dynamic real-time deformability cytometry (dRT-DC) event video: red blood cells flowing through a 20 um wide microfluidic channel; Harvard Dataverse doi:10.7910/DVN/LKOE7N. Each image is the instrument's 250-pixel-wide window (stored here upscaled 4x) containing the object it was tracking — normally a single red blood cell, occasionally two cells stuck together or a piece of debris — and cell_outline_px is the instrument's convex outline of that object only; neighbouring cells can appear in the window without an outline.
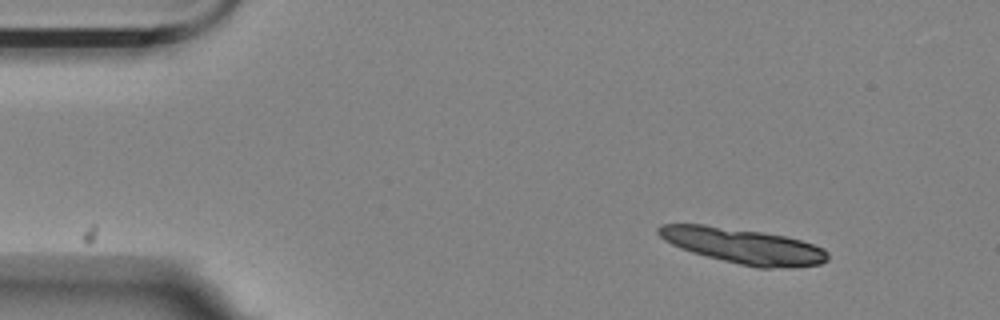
{"species": "Egyptian fruit bat (a non-hibernating species)", "species_latin": "Rousettus aegyptiacus", "temperature_condition": "room temperature", "stored_images_in_passage": 51, "segment_of_instrument_passage": [1, 2], "camera_frame_rate_fps": 3000, "um_per_image_px": 0.085, "animal": {"sex": "female"}, "frame": {"image": 1, "passage_image": 1, "time_ms": 0.0, "image_size_px": [1000, 320], "cell_outline_px": [[828, 260], [820, 264], [784, 268], [756, 268], [692, 252], [680, 248], [664, 240], [656, 232], [656, 228], [660, 224], [704, 224], [764, 232], [784, 236], [800, 240], [824, 248], [828, 252]], "centroid_in_image_um": [63.17, 20.89], "position_along_channel_um": 21.8, "area_um2": 34.85}}